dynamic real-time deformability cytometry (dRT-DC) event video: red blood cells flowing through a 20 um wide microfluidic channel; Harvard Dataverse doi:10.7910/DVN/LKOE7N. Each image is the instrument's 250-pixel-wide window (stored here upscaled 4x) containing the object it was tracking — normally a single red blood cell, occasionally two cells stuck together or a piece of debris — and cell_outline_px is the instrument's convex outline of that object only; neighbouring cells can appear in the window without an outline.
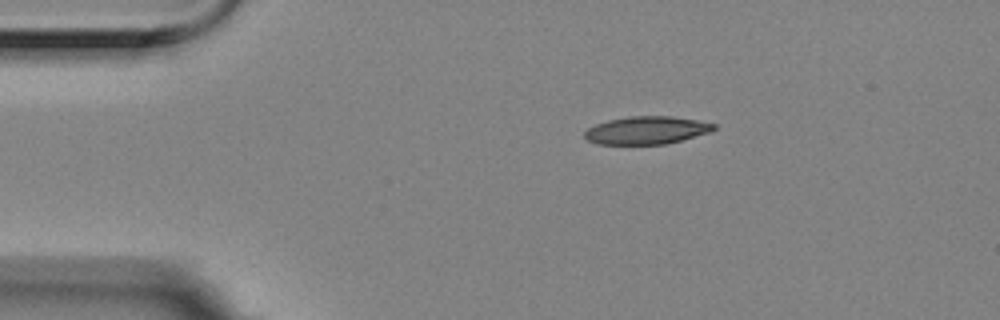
{"species": "Egyptian fruit bat (a non-hibernating species)", "species_latin": "Rousettus aegyptiacus", "temperature_condition": "room temperature", "stored_images_in_passage": 3, "camera_frame_rate_fps": 3000, "um_per_image_px": 0.085, "animal": {"sex": "female"}, "frame": {"image": 1, "passage_image": 3, "time_ms": 0.667, "image_size_px": [1000, 320], "cell_outline_px": [[716, 128], [712, 132], [664, 144], [596, 144], [588, 140], [584, 136], [584, 132], [588, 128], [596, 124], [608, 120], [628, 116], [672, 116], [696, 120], [716, 124]], "centroid_in_image_um": [54.96, 11.07], "position_along_channel_um": 30.0, "area_um2": 20.92}}